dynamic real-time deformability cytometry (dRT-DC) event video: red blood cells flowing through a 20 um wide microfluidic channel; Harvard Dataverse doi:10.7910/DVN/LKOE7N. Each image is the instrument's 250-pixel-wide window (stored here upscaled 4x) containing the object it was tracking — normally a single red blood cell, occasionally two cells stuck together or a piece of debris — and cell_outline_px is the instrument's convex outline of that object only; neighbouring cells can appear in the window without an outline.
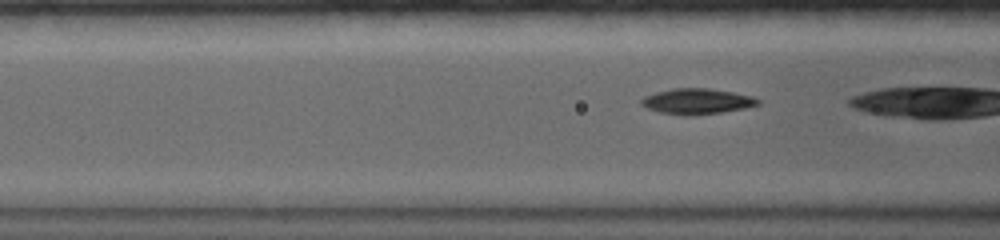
{"species": "common noctule bat (a hibernating species)", "species_latin": "Nyctalus noctula", "temperature_condition": "warm", "stored_images_in_passage": 7, "camera_frame_rate_fps": 5000, "um_per_image_px": 0.085, "animal": {"sex": "female", "body_mass_g": 19.0, "forearm_length_mm": 56.7}, "frame": {"image": 1, "passage_image": 5, "time_ms": 1.4, "image_size_px": [1000, 240], "cell_outline_px": [[760, 104], [744, 108], [720, 112], [688, 116], [684, 116], [660, 112], [648, 108], [640, 104], [640, 100], [644, 96], [656, 92], [672, 88], [708, 88], [732, 92], [752, 96], [760, 100]], "centroid_in_image_um": [59.22, 8.61], "position_along_channel_um": 107.4, "area_um2": 17.34}}